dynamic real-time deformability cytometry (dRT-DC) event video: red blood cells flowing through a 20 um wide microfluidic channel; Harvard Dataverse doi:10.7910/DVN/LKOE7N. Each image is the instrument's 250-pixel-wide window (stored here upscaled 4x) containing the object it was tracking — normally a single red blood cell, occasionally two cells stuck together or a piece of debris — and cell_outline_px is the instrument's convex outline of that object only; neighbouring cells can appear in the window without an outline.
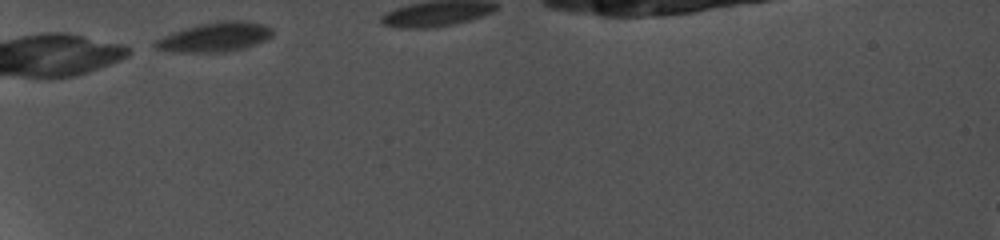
{"species": "common noctule bat (a hibernating species)", "species_latin": "Nyctalus noctula", "temperature_condition": "cold", "stored_images_in_passage": 7, "camera_frame_rate_fps": 5000, "um_per_image_px": 0.085, "animal": {"sex": "female", "body_mass_g": 19.0, "forearm_length_mm": 56.7}, "frame": {"image": 1, "passage_image": 1, "time_ms": 0.0, "image_size_px": [1000, 240], "cell_outline_px": [[272, 36], [256, 44], [244, 48], [224, 52], [172, 52], [156, 48], [152, 44], [156, 40], [172, 32], [184, 28], [200, 24], [228, 20], [240, 20], [264, 24], [272, 28]], "centroid_in_image_um": [18.27, 3.15], "position_along_channel_um": 66.7, "area_um2": 20.0}}